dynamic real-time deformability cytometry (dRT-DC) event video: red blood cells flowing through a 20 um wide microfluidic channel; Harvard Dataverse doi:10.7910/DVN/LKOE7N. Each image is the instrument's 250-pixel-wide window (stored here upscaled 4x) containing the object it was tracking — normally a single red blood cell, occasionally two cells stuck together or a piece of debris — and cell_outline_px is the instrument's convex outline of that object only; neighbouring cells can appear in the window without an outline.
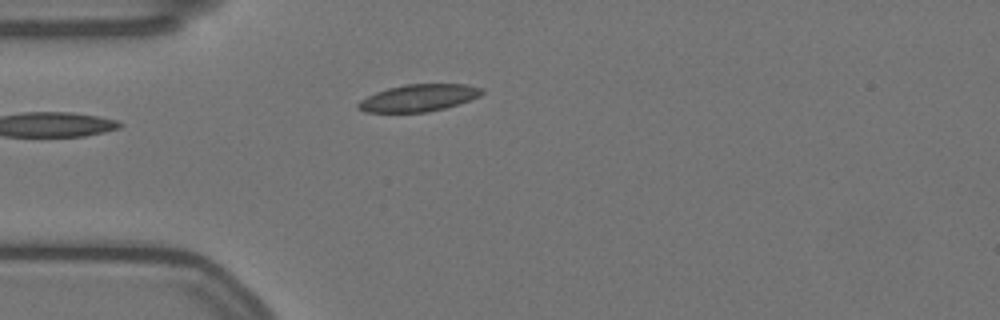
{"species": "Egyptian fruit bat (a non-hibernating species)", "species_latin": "Rousettus aegyptiacus", "temperature_condition": "warm", "stored_images_in_passage": 8, "camera_frame_rate_fps": 3000, "um_per_image_px": 0.085, "animal": {"sex": "female"}, "frame": {"image": 1, "passage_image": 2, "time_ms": 0.333, "image_size_px": [1000, 320], "cell_outline_px": [[484, 92], [480, 96], [444, 108], [428, 112], [364, 112], [356, 108], [356, 104], [360, 100], [376, 92], [388, 88], [404, 84], [464, 84], [480, 88]], "centroid_in_image_um": [35.53, 8.32], "position_along_channel_um": 49.5, "area_um2": 19.36}}